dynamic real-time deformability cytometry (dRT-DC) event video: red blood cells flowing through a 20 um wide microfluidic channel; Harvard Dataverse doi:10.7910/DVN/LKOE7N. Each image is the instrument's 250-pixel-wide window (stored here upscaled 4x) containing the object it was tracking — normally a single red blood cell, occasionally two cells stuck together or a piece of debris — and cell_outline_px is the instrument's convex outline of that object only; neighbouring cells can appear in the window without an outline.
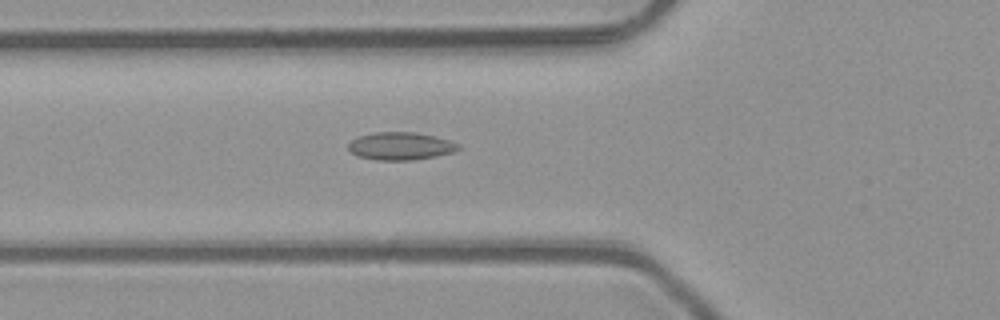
{"species": "common noctule bat (a hibernating species)", "species_latin": "Nyctalus noctula", "temperature_condition": "room temperature", "stored_images_in_passage": 32, "camera_frame_rate_fps": 3000, "um_per_image_px": 0.085, "animal": {"sex": "male", "body_mass_g": 23.1, "forearm_length_mm": 52.7}, "frame": {"image": 1, "passage_image": 3, "time_ms": 0.667, "image_size_px": [1000, 320], "cell_outline_px": [[460, 148], [452, 152], [436, 156], [412, 160], [376, 160], [360, 156], [352, 152], [348, 148], [348, 144], [352, 140], [360, 136], [376, 132], [416, 132], [448, 140], [460, 144]], "centroid_in_image_um": [34.06, 12.42], "position_along_channel_um": 91.7, "area_um2": 17.51}}
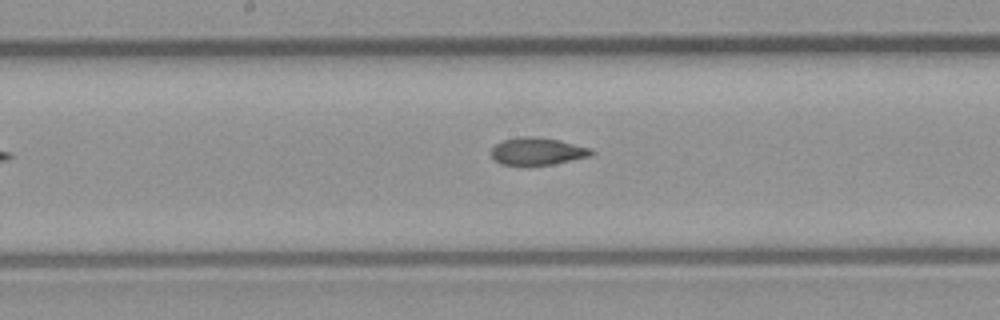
{"frame": {"image": 2, "passage_image": 11, "time_ms": 3.333, "image_size_px": [1000, 320], "cell_outline_px": [[596, 152], [592, 156], [552, 164], [500, 164], [492, 156], [492, 148], [500, 140], [524, 136], [532, 136], [560, 140], [592, 148]], "centroid_in_image_um": [45.73, 12.84], "position_along_channel_um": 202.5, "area_um2": 15.9}}
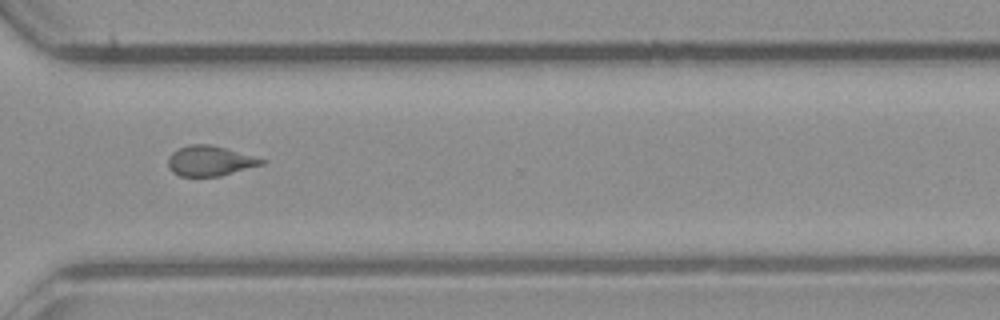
{"frame": {"image": 3, "passage_image": 22, "time_ms": 7.0, "image_size_px": [1000, 320], "cell_outline_px": [[268, 160], [264, 164], [220, 176], [180, 176], [172, 172], [168, 168], [168, 160], [172, 152], [188, 144], [208, 144], [224, 148]], "centroid_in_image_um": [17.83, 13.68], "position_along_channel_um": 352.8, "area_um2": 16.3}}